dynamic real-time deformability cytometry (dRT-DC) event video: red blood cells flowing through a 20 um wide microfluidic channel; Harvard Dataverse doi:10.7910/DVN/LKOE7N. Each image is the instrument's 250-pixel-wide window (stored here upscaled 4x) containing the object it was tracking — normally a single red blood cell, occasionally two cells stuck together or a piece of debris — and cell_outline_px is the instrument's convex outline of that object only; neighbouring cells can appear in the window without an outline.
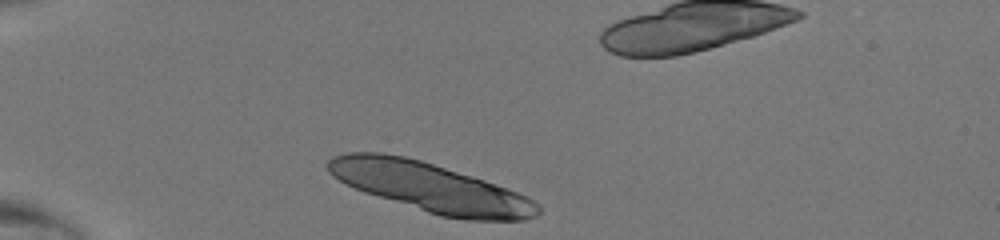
{"species": "human", "species_latin": "Homo sapiens", "temperature_condition": "room temperature", "stored_images_in_passage": 29, "segment_of_instrument_passage": [1, 2], "camera_frame_rate_fps": 3000, "um_per_image_px": 0.085, "donor": {"sex": "male"}, "frame": {"image": 1, "passage_image": 1, "time_ms": 0.0, "image_size_px": [1000, 240], "cell_outline_px": [[540, 212], [536, 216], [524, 220], [464, 220], [440, 216], [364, 192], [344, 184], [332, 176], [328, 172], [324, 164], [332, 156], [348, 152], [380, 152], [404, 156], [420, 160], [472, 176], [484, 180], [516, 192], [540, 204]], "centroid_in_image_um": [36.52, 15.92], "position_along_channel_um": 48.5, "area_um2": 59.88}}